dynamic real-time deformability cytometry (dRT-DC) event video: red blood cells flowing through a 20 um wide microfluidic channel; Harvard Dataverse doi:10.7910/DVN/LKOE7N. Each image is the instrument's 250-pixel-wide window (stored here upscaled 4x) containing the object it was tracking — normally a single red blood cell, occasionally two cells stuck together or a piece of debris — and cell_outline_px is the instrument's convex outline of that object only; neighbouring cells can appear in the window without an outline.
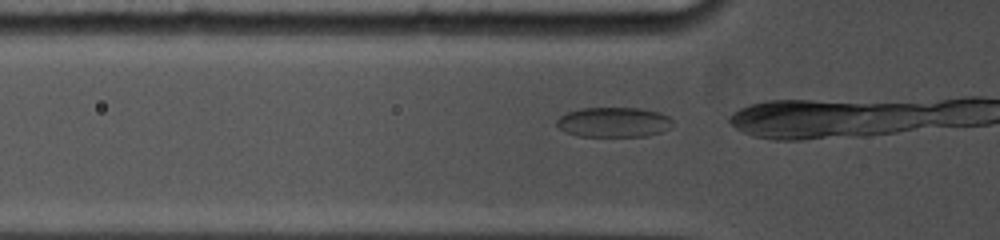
{"species": "common noctule bat (a hibernating species)", "species_latin": "Nyctalus noctula", "temperature_condition": "cold", "stored_images_in_passage": 5, "camera_frame_rate_fps": 5000, "um_per_image_px": 0.085, "animal": {"sex": "female", "body_mass_g": 19.0, "forearm_length_mm": 53.3}, "frame": {"image": 1, "passage_image": 2, "time_ms": 0.2, "image_size_px": [1000, 240], "cell_outline_px": [[672, 128], [648, 136], [576, 136], [564, 132], [556, 124], [556, 120], [560, 116], [568, 112], [580, 108], [640, 108], [660, 112], [668, 116], [672, 120]], "centroid_in_image_um": [52.17, 10.39], "position_along_channel_um": 73.6, "area_um2": 20.4}}